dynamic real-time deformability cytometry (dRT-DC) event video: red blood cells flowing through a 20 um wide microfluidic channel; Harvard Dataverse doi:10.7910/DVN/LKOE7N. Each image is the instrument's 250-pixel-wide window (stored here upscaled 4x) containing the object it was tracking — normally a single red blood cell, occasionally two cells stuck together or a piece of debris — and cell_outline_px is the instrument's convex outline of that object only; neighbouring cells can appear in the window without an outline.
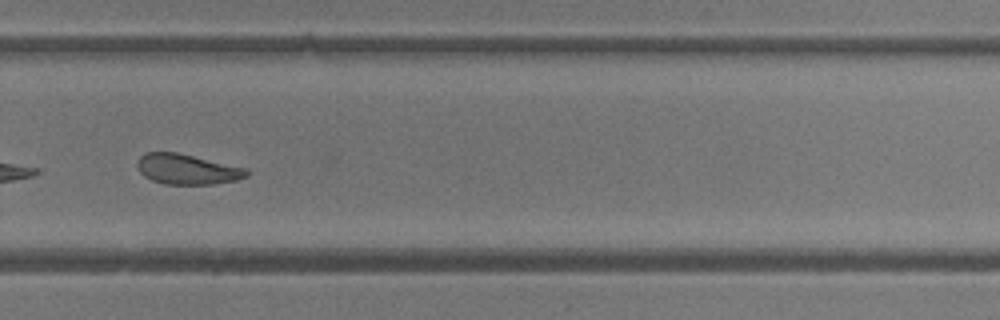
{"species": "common noctule bat (a hibernating species)", "species_latin": "Nyctalus noctula", "temperature_condition": "room temperature", "stored_images_in_passage": 28, "camera_frame_rate_fps": 3000, "um_per_image_px": 0.085, "animal": {"sex": "female"}, "frame": {"image": 1, "passage_image": 20, "time_ms": 6.333, "image_size_px": [1000, 320], "cell_outline_px": [[248, 176], [236, 180], [216, 184], [164, 184], [152, 180], [144, 176], [140, 172], [136, 164], [140, 156], [144, 152], [176, 152], [248, 168]], "centroid_in_image_um": [15.91, 14.38], "position_along_channel_um": 313.9, "area_um2": 19.36}}